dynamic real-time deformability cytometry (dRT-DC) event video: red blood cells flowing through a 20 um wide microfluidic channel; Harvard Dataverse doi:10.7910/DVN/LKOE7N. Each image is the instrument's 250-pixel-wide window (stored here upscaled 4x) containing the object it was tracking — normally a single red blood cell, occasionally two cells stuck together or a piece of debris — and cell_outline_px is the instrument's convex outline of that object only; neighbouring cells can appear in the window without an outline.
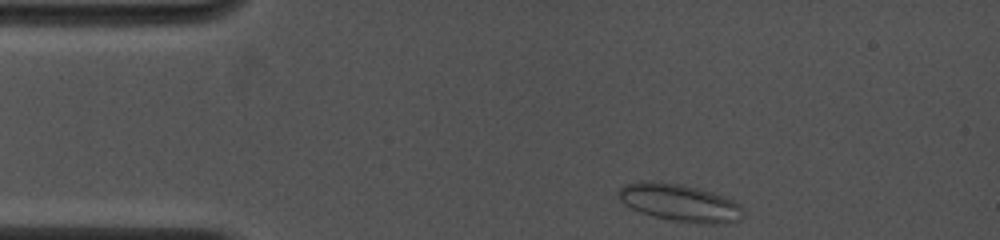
{"species": "common noctule bat (a hibernating species)", "species_latin": "Nyctalus noctula", "temperature_condition": "cold", "stored_images_in_passage": 3, "camera_frame_rate_fps": 4000, "um_per_image_px": 0.085, "animal": {"sex": "female", "body_mass_g": 19.0, "forearm_length_mm": 53.3}, "frame": {"image": 1, "passage_image": 1, "time_ms": 0.0, "image_size_px": [1000, 240], "cell_outline_px": [[744, 216], [740, 220], [724, 224], [700, 224], [672, 220], [652, 216], [640, 212], [624, 204], [620, 200], [616, 192], [624, 184], [640, 180], [652, 180], [684, 184], [712, 192], [724, 196], [740, 204], [744, 212]], "centroid_in_image_um": [57.77, 17.22], "position_along_channel_um": 27.2, "area_um2": 27.74}}